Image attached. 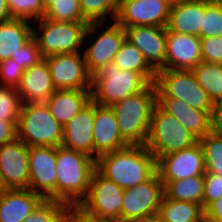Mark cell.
<instances>
[{"label":"cell","instance_id":"6da1fadb","mask_svg":"<svg viewBox=\"0 0 222 222\" xmlns=\"http://www.w3.org/2000/svg\"><path fill=\"white\" fill-rule=\"evenodd\" d=\"M95 169L126 189L145 182L156 172V158L145 145H129L95 160Z\"/></svg>","mask_w":222,"mask_h":222},{"label":"cell","instance_id":"7a4b0ae2","mask_svg":"<svg viewBox=\"0 0 222 222\" xmlns=\"http://www.w3.org/2000/svg\"><path fill=\"white\" fill-rule=\"evenodd\" d=\"M37 22V30L32 27V37L37 43L42 58L80 52V49H84L82 45L85 40L89 37L93 38L94 33L100 31L99 29L105 25L104 23L54 21L44 17L34 23L37 24Z\"/></svg>","mask_w":222,"mask_h":222},{"label":"cell","instance_id":"3957f363","mask_svg":"<svg viewBox=\"0 0 222 222\" xmlns=\"http://www.w3.org/2000/svg\"><path fill=\"white\" fill-rule=\"evenodd\" d=\"M56 201L78 205L86 196L95 159L80 151L56 147Z\"/></svg>","mask_w":222,"mask_h":222},{"label":"cell","instance_id":"277c9868","mask_svg":"<svg viewBox=\"0 0 222 222\" xmlns=\"http://www.w3.org/2000/svg\"><path fill=\"white\" fill-rule=\"evenodd\" d=\"M156 105V87L151 83L144 91L111 106L123 139L129 145H145Z\"/></svg>","mask_w":222,"mask_h":222},{"label":"cell","instance_id":"5b68a950","mask_svg":"<svg viewBox=\"0 0 222 222\" xmlns=\"http://www.w3.org/2000/svg\"><path fill=\"white\" fill-rule=\"evenodd\" d=\"M152 82L143 74L121 70L113 62L92 74L91 100L100 106H112L144 91Z\"/></svg>","mask_w":222,"mask_h":222},{"label":"cell","instance_id":"8992f818","mask_svg":"<svg viewBox=\"0 0 222 222\" xmlns=\"http://www.w3.org/2000/svg\"><path fill=\"white\" fill-rule=\"evenodd\" d=\"M17 139L28 147H60L63 126L45 103H22L17 122Z\"/></svg>","mask_w":222,"mask_h":222},{"label":"cell","instance_id":"52a82bcc","mask_svg":"<svg viewBox=\"0 0 222 222\" xmlns=\"http://www.w3.org/2000/svg\"><path fill=\"white\" fill-rule=\"evenodd\" d=\"M198 139L176 118L163 111L157 104L151 115V125L145 147L156 160L195 145Z\"/></svg>","mask_w":222,"mask_h":222},{"label":"cell","instance_id":"ba28073f","mask_svg":"<svg viewBox=\"0 0 222 222\" xmlns=\"http://www.w3.org/2000/svg\"><path fill=\"white\" fill-rule=\"evenodd\" d=\"M154 84L156 98H177L192 108L212 111L213 101L199 85L192 70L160 69Z\"/></svg>","mask_w":222,"mask_h":222},{"label":"cell","instance_id":"9c48e42d","mask_svg":"<svg viewBox=\"0 0 222 222\" xmlns=\"http://www.w3.org/2000/svg\"><path fill=\"white\" fill-rule=\"evenodd\" d=\"M164 185L156 172L151 178L124 189L120 221L131 222L157 216Z\"/></svg>","mask_w":222,"mask_h":222},{"label":"cell","instance_id":"30bf717a","mask_svg":"<svg viewBox=\"0 0 222 222\" xmlns=\"http://www.w3.org/2000/svg\"><path fill=\"white\" fill-rule=\"evenodd\" d=\"M123 194V188L95 169L88 192L78 205L99 220H120Z\"/></svg>","mask_w":222,"mask_h":222},{"label":"cell","instance_id":"8fae6325","mask_svg":"<svg viewBox=\"0 0 222 222\" xmlns=\"http://www.w3.org/2000/svg\"><path fill=\"white\" fill-rule=\"evenodd\" d=\"M56 90H91L92 74L81 52L64 53L44 58Z\"/></svg>","mask_w":222,"mask_h":222},{"label":"cell","instance_id":"7c38bea8","mask_svg":"<svg viewBox=\"0 0 222 222\" xmlns=\"http://www.w3.org/2000/svg\"><path fill=\"white\" fill-rule=\"evenodd\" d=\"M56 147H28L29 189L56 201Z\"/></svg>","mask_w":222,"mask_h":222},{"label":"cell","instance_id":"4fadbf2b","mask_svg":"<svg viewBox=\"0 0 222 222\" xmlns=\"http://www.w3.org/2000/svg\"><path fill=\"white\" fill-rule=\"evenodd\" d=\"M170 5L163 0H119L115 22L131 26L166 27Z\"/></svg>","mask_w":222,"mask_h":222},{"label":"cell","instance_id":"5bb4252c","mask_svg":"<svg viewBox=\"0 0 222 222\" xmlns=\"http://www.w3.org/2000/svg\"><path fill=\"white\" fill-rule=\"evenodd\" d=\"M156 169L161 181L204 175L206 173L204 156L199 143L159 157L156 160Z\"/></svg>","mask_w":222,"mask_h":222},{"label":"cell","instance_id":"9a60e30c","mask_svg":"<svg viewBox=\"0 0 222 222\" xmlns=\"http://www.w3.org/2000/svg\"><path fill=\"white\" fill-rule=\"evenodd\" d=\"M2 189H29L28 146L19 139L0 145Z\"/></svg>","mask_w":222,"mask_h":222},{"label":"cell","instance_id":"2e32d148","mask_svg":"<svg viewBox=\"0 0 222 222\" xmlns=\"http://www.w3.org/2000/svg\"><path fill=\"white\" fill-rule=\"evenodd\" d=\"M111 24V25H110ZM106 29L102 28L93 43H83V55L88 71L93 74L101 66L113 61L115 54L120 50L121 45L126 39L125 29L115 21L110 22Z\"/></svg>","mask_w":222,"mask_h":222},{"label":"cell","instance_id":"e0dca14e","mask_svg":"<svg viewBox=\"0 0 222 222\" xmlns=\"http://www.w3.org/2000/svg\"><path fill=\"white\" fill-rule=\"evenodd\" d=\"M126 39L136 46L148 64L157 72L165 69L166 27L131 26L126 27Z\"/></svg>","mask_w":222,"mask_h":222},{"label":"cell","instance_id":"ac0fdd59","mask_svg":"<svg viewBox=\"0 0 222 222\" xmlns=\"http://www.w3.org/2000/svg\"><path fill=\"white\" fill-rule=\"evenodd\" d=\"M129 146L120 134L115 113L110 106L95 103L93 158Z\"/></svg>","mask_w":222,"mask_h":222},{"label":"cell","instance_id":"d6986e66","mask_svg":"<svg viewBox=\"0 0 222 222\" xmlns=\"http://www.w3.org/2000/svg\"><path fill=\"white\" fill-rule=\"evenodd\" d=\"M202 61L200 37L166 28L165 69L192 70Z\"/></svg>","mask_w":222,"mask_h":222},{"label":"cell","instance_id":"ffe728a7","mask_svg":"<svg viewBox=\"0 0 222 222\" xmlns=\"http://www.w3.org/2000/svg\"><path fill=\"white\" fill-rule=\"evenodd\" d=\"M95 118V102L92 100L63 126L61 146L80 151L93 158V125Z\"/></svg>","mask_w":222,"mask_h":222},{"label":"cell","instance_id":"44dd1931","mask_svg":"<svg viewBox=\"0 0 222 222\" xmlns=\"http://www.w3.org/2000/svg\"><path fill=\"white\" fill-rule=\"evenodd\" d=\"M17 90L22 103H44L56 91L44 58L25 69Z\"/></svg>","mask_w":222,"mask_h":222},{"label":"cell","instance_id":"7402d4cb","mask_svg":"<svg viewBox=\"0 0 222 222\" xmlns=\"http://www.w3.org/2000/svg\"><path fill=\"white\" fill-rule=\"evenodd\" d=\"M156 104L176 118L198 140L211 132V111L192 108L177 98H156Z\"/></svg>","mask_w":222,"mask_h":222},{"label":"cell","instance_id":"603a6c76","mask_svg":"<svg viewBox=\"0 0 222 222\" xmlns=\"http://www.w3.org/2000/svg\"><path fill=\"white\" fill-rule=\"evenodd\" d=\"M42 200L30 189H2L0 222H23Z\"/></svg>","mask_w":222,"mask_h":222},{"label":"cell","instance_id":"cb8c5ba5","mask_svg":"<svg viewBox=\"0 0 222 222\" xmlns=\"http://www.w3.org/2000/svg\"><path fill=\"white\" fill-rule=\"evenodd\" d=\"M204 0H179L169 10V31L198 36L203 26Z\"/></svg>","mask_w":222,"mask_h":222},{"label":"cell","instance_id":"d4e9b609","mask_svg":"<svg viewBox=\"0 0 222 222\" xmlns=\"http://www.w3.org/2000/svg\"><path fill=\"white\" fill-rule=\"evenodd\" d=\"M91 101V90H56L44 103L64 126Z\"/></svg>","mask_w":222,"mask_h":222},{"label":"cell","instance_id":"484cf974","mask_svg":"<svg viewBox=\"0 0 222 222\" xmlns=\"http://www.w3.org/2000/svg\"><path fill=\"white\" fill-rule=\"evenodd\" d=\"M31 21L12 18L0 23V61L11 58L32 37Z\"/></svg>","mask_w":222,"mask_h":222},{"label":"cell","instance_id":"4316f807","mask_svg":"<svg viewBox=\"0 0 222 222\" xmlns=\"http://www.w3.org/2000/svg\"><path fill=\"white\" fill-rule=\"evenodd\" d=\"M156 217L159 222H205V210L198 203L173 200L163 195Z\"/></svg>","mask_w":222,"mask_h":222},{"label":"cell","instance_id":"83f0119b","mask_svg":"<svg viewBox=\"0 0 222 222\" xmlns=\"http://www.w3.org/2000/svg\"><path fill=\"white\" fill-rule=\"evenodd\" d=\"M161 182L164 185V195L167 198L178 201H191L202 205L204 175Z\"/></svg>","mask_w":222,"mask_h":222},{"label":"cell","instance_id":"f1b7e54d","mask_svg":"<svg viewBox=\"0 0 222 222\" xmlns=\"http://www.w3.org/2000/svg\"><path fill=\"white\" fill-rule=\"evenodd\" d=\"M112 62L121 70L143 73L152 83L155 81L156 71L148 64L142 52L127 39Z\"/></svg>","mask_w":222,"mask_h":222},{"label":"cell","instance_id":"f546056e","mask_svg":"<svg viewBox=\"0 0 222 222\" xmlns=\"http://www.w3.org/2000/svg\"><path fill=\"white\" fill-rule=\"evenodd\" d=\"M192 72L213 102L222 100V64L201 61Z\"/></svg>","mask_w":222,"mask_h":222},{"label":"cell","instance_id":"4dcf8cb0","mask_svg":"<svg viewBox=\"0 0 222 222\" xmlns=\"http://www.w3.org/2000/svg\"><path fill=\"white\" fill-rule=\"evenodd\" d=\"M45 15L54 21L88 22L82 14L79 0H42Z\"/></svg>","mask_w":222,"mask_h":222},{"label":"cell","instance_id":"1f68e13d","mask_svg":"<svg viewBox=\"0 0 222 222\" xmlns=\"http://www.w3.org/2000/svg\"><path fill=\"white\" fill-rule=\"evenodd\" d=\"M198 143L203 152L205 171L222 177V135L209 132Z\"/></svg>","mask_w":222,"mask_h":222},{"label":"cell","instance_id":"d6a6232c","mask_svg":"<svg viewBox=\"0 0 222 222\" xmlns=\"http://www.w3.org/2000/svg\"><path fill=\"white\" fill-rule=\"evenodd\" d=\"M83 17L89 23H105L109 18L115 21L119 0H79ZM107 17V18H106Z\"/></svg>","mask_w":222,"mask_h":222},{"label":"cell","instance_id":"836d02e7","mask_svg":"<svg viewBox=\"0 0 222 222\" xmlns=\"http://www.w3.org/2000/svg\"><path fill=\"white\" fill-rule=\"evenodd\" d=\"M12 18L32 20L43 18L45 9L42 0H6Z\"/></svg>","mask_w":222,"mask_h":222},{"label":"cell","instance_id":"e575fe53","mask_svg":"<svg viewBox=\"0 0 222 222\" xmlns=\"http://www.w3.org/2000/svg\"><path fill=\"white\" fill-rule=\"evenodd\" d=\"M222 36V4L204 0L203 26L200 38Z\"/></svg>","mask_w":222,"mask_h":222},{"label":"cell","instance_id":"d590c367","mask_svg":"<svg viewBox=\"0 0 222 222\" xmlns=\"http://www.w3.org/2000/svg\"><path fill=\"white\" fill-rule=\"evenodd\" d=\"M67 204L43 199L23 222H60Z\"/></svg>","mask_w":222,"mask_h":222},{"label":"cell","instance_id":"8d00e7d4","mask_svg":"<svg viewBox=\"0 0 222 222\" xmlns=\"http://www.w3.org/2000/svg\"><path fill=\"white\" fill-rule=\"evenodd\" d=\"M21 105L16 88L0 85V117H18Z\"/></svg>","mask_w":222,"mask_h":222},{"label":"cell","instance_id":"74e56055","mask_svg":"<svg viewBox=\"0 0 222 222\" xmlns=\"http://www.w3.org/2000/svg\"><path fill=\"white\" fill-rule=\"evenodd\" d=\"M25 69L11 58L0 61V85L18 88Z\"/></svg>","mask_w":222,"mask_h":222},{"label":"cell","instance_id":"f35d334b","mask_svg":"<svg viewBox=\"0 0 222 222\" xmlns=\"http://www.w3.org/2000/svg\"><path fill=\"white\" fill-rule=\"evenodd\" d=\"M11 59L16 64L22 65L24 69L37 64L42 60L37 43L33 37H31L26 43H24L15 55H11Z\"/></svg>","mask_w":222,"mask_h":222},{"label":"cell","instance_id":"ab89813d","mask_svg":"<svg viewBox=\"0 0 222 222\" xmlns=\"http://www.w3.org/2000/svg\"><path fill=\"white\" fill-rule=\"evenodd\" d=\"M222 197V177L215 173L204 174L202 207L205 210L212 202Z\"/></svg>","mask_w":222,"mask_h":222},{"label":"cell","instance_id":"60d3db41","mask_svg":"<svg viewBox=\"0 0 222 222\" xmlns=\"http://www.w3.org/2000/svg\"><path fill=\"white\" fill-rule=\"evenodd\" d=\"M202 61L222 64V36L200 38Z\"/></svg>","mask_w":222,"mask_h":222},{"label":"cell","instance_id":"b9f144b4","mask_svg":"<svg viewBox=\"0 0 222 222\" xmlns=\"http://www.w3.org/2000/svg\"><path fill=\"white\" fill-rule=\"evenodd\" d=\"M60 222H99V219L85 212L79 205H67Z\"/></svg>","mask_w":222,"mask_h":222},{"label":"cell","instance_id":"7bdbcfd3","mask_svg":"<svg viewBox=\"0 0 222 222\" xmlns=\"http://www.w3.org/2000/svg\"><path fill=\"white\" fill-rule=\"evenodd\" d=\"M18 117H0V145L17 139Z\"/></svg>","mask_w":222,"mask_h":222},{"label":"cell","instance_id":"ee69618b","mask_svg":"<svg viewBox=\"0 0 222 222\" xmlns=\"http://www.w3.org/2000/svg\"><path fill=\"white\" fill-rule=\"evenodd\" d=\"M210 119L211 132L222 135V100L213 102Z\"/></svg>","mask_w":222,"mask_h":222},{"label":"cell","instance_id":"f6af8a7d","mask_svg":"<svg viewBox=\"0 0 222 222\" xmlns=\"http://www.w3.org/2000/svg\"><path fill=\"white\" fill-rule=\"evenodd\" d=\"M205 222H222V197L205 209Z\"/></svg>","mask_w":222,"mask_h":222},{"label":"cell","instance_id":"bcb514c9","mask_svg":"<svg viewBox=\"0 0 222 222\" xmlns=\"http://www.w3.org/2000/svg\"><path fill=\"white\" fill-rule=\"evenodd\" d=\"M12 19L6 0H0V23L7 22Z\"/></svg>","mask_w":222,"mask_h":222},{"label":"cell","instance_id":"7dc6e473","mask_svg":"<svg viewBox=\"0 0 222 222\" xmlns=\"http://www.w3.org/2000/svg\"><path fill=\"white\" fill-rule=\"evenodd\" d=\"M131 222H159L157 217L149 218V219H143V220H136Z\"/></svg>","mask_w":222,"mask_h":222},{"label":"cell","instance_id":"c3c4849f","mask_svg":"<svg viewBox=\"0 0 222 222\" xmlns=\"http://www.w3.org/2000/svg\"><path fill=\"white\" fill-rule=\"evenodd\" d=\"M165 1L166 3H168L170 6H172L173 4H175L177 1L179 0H163Z\"/></svg>","mask_w":222,"mask_h":222},{"label":"cell","instance_id":"681fc988","mask_svg":"<svg viewBox=\"0 0 222 222\" xmlns=\"http://www.w3.org/2000/svg\"><path fill=\"white\" fill-rule=\"evenodd\" d=\"M210 3L222 4V0H208Z\"/></svg>","mask_w":222,"mask_h":222},{"label":"cell","instance_id":"f907efd6","mask_svg":"<svg viewBox=\"0 0 222 222\" xmlns=\"http://www.w3.org/2000/svg\"><path fill=\"white\" fill-rule=\"evenodd\" d=\"M99 222H122L120 220H99Z\"/></svg>","mask_w":222,"mask_h":222},{"label":"cell","instance_id":"816d5d0a","mask_svg":"<svg viewBox=\"0 0 222 222\" xmlns=\"http://www.w3.org/2000/svg\"><path fill=\"white\" fill-rule=\"evenodd\" d=\"M2 190V183H1V180H0V191Z\"/></svg>","mask_w":222,"mask_h":222}]
</instances>
